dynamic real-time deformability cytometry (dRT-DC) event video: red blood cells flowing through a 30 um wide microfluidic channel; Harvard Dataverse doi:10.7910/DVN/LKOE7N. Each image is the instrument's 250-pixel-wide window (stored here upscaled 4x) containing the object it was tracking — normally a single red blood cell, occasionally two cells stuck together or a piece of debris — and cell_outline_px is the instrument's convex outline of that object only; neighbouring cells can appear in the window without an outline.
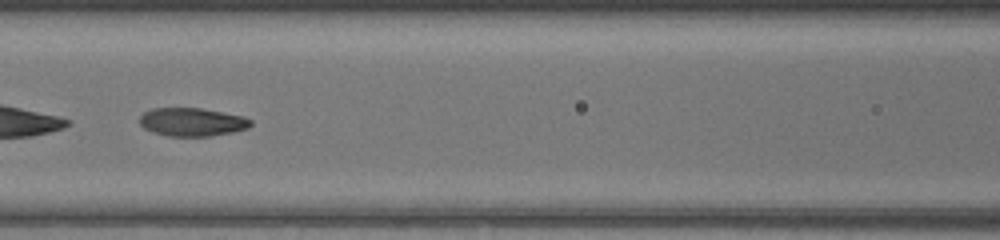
{"species": "common noctule bat (a hibernating species)", "species_latin": "Nyctalus noctula", "temperature_condition": "warm", "stored_images_in_passage": 38, "camera_frame_rate_fps": 3000, "um_per_image_px": 0.085, "animal": {"sex": "female", "body_mass_g": 17.0, "forearm_length_mm": 48.0}, "frame": {"image": 1, "passage_image": 24, "time_ms": 7.667, "image_size_px": [1000, 240], "cell_outline_px": [[252, 124], [248, 128], [232, 132], [212, 136], [168, 136], [152, 132], [144, 128], [140, 124], [140, 116], [144, 112], [152, 108], [200, 108], [244, 116], [252, 120]], "centroid_in_image_um": [16.33, 10.37], "position_along_channel_um": 150.3, "area_um2": 18.38}}
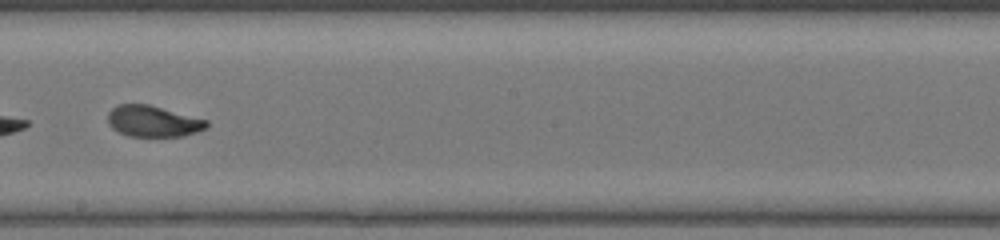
{"frame": {"image": 2, "passage_image": 30, "time_ms": 9.667, "image_size_px": [1000, 240], "cell_outline_px": [[208, 128], [184, 136], [128, 136], [112, 128], [108, 124], [108, 112], [116, 104], [148, 104], [208, 120]], "centroid_in_image_um": [13.01, 10.3], "position_along_channel_um": 235.2, "area_um2": 17.98}}